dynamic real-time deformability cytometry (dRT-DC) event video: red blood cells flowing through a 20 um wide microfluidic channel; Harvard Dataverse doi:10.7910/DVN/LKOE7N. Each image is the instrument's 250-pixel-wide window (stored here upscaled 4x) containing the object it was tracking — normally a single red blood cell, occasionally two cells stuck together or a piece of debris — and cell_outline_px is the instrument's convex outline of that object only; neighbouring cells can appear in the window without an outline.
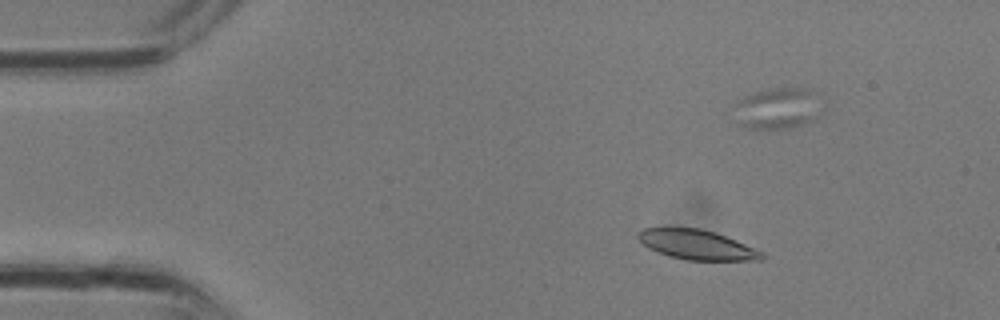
{"species": "common noctule bat (a hibernating species)", "species_latin": "Nyctalus noctula", "temperature_condition": "room temperature", "stored_images_in_passage": 3, "camera_frame_rate_fps": 3000, "um_per_image_px": 0.085, "animal": {"sex": "male", "body_mass_g": 13.3}, "frame": {"image": 1, "passage_image": 1, "time_ms": 0.0, "image_size_px": [1000, 320], "cell_outline_px": [[764, 260], [684, 260], [668, 256], [656, 252], [648, 248], [636, 236], [636, 232], [644, 228], [700, 228], [716, 232], [736, 240], [764, 252]], "centroid_in_image_um": [59.23, 20.8], "position_along_channel_um": 25.8, "area_um2": 21.56}}